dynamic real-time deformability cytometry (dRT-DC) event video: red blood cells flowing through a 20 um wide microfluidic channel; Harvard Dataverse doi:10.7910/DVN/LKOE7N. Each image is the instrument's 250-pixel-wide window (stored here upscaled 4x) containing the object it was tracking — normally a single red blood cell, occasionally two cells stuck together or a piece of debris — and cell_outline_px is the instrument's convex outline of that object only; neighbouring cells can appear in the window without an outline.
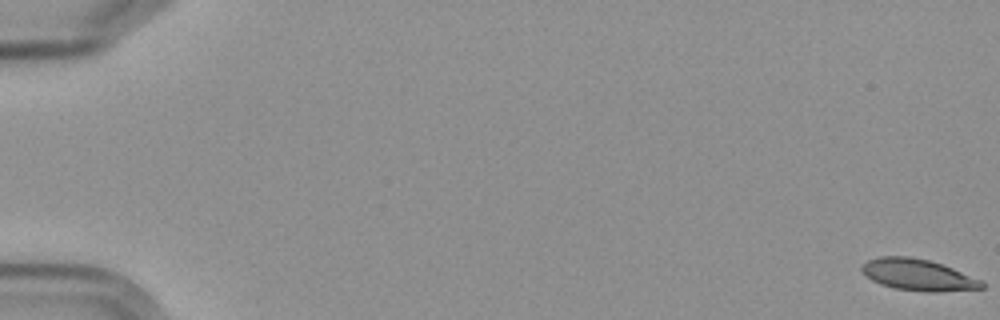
{"species": "Egyptian fruit bat (a non-hibernating species)", "species_latin": "Rousettus aegyptiacus", "temperature_condition": "cold", "stored_images_in_passage": 12, "camera_frame_rate_fps": 3000, "um_per_image_px": 0.085, "frame": {"image": 1, "passage_image": 1, "time_ms": 0.0, "image_size_px": [1000, 320], "cell_outline_px": [[984, 288], [940, 292], [928, 292], [896, 288], [880, 284], [872, 280], [860, 268], [868, 260], [880, 256], [908, 256], [928, 260], [952, 268], [980, 280], [984, 284]], "centroid_in_image_um": [78.03, 23.36], "position_along_channel_um": 7.0, "area_um2": 21.62}}
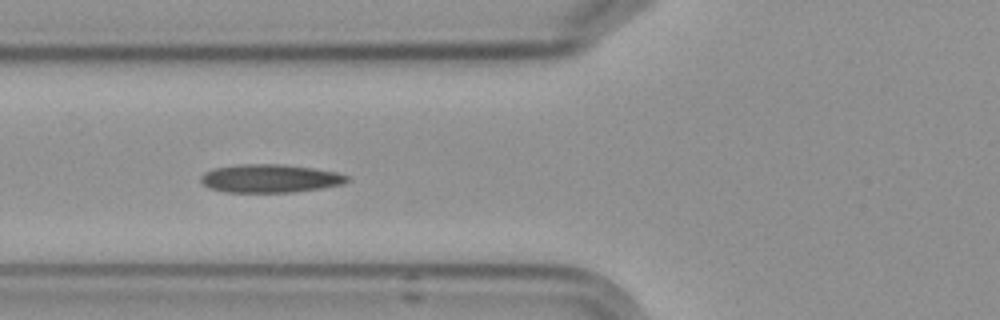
{"frame": {"image": 2, "passage_image": 7, "time_ms": 7.667, "image_size_px": [1000, 320], "cell_outline_px": [[352, 180], [344, 184], [320, 188], [292, 192], [228, 192], [208, 188], [200, 180], [200, 176], [204, 172], [212, 168], [236, 164], [284, 164], [312, 168], [336, 172], [348, 176]], "centroid_in_image_um": [22.94, 15.16], "position_along_channel_um": 102.9, "area_um2": 24.28}}
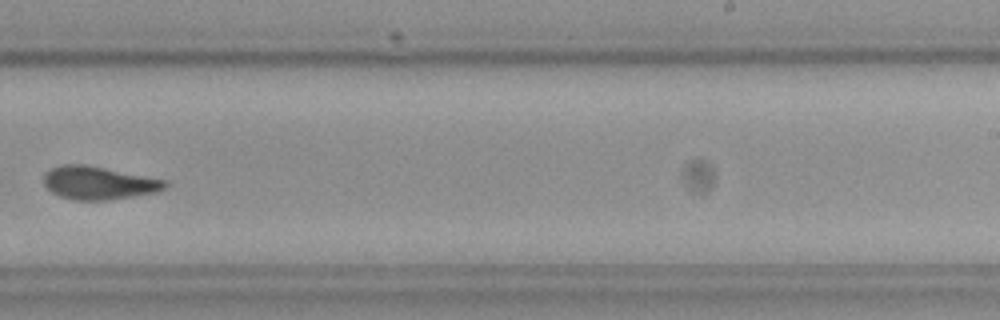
{"frame": {"image": 3, "passage_image": 11, "time_ms": 12.667, "image_size_px": [1000, 320], "cell_outline_px": [[168, 184], [164, 188], [156, 192], [108, 200], [72, 200], [60, 196], [52, 192], [44, 184], [44, 172], [48, 168], [60, 164], [84, 164], [164, 180]], "centroid_in_image_um": [8.3, 15.54], "position_along_channel_um": 280.7, "area_um2": 23.18}}